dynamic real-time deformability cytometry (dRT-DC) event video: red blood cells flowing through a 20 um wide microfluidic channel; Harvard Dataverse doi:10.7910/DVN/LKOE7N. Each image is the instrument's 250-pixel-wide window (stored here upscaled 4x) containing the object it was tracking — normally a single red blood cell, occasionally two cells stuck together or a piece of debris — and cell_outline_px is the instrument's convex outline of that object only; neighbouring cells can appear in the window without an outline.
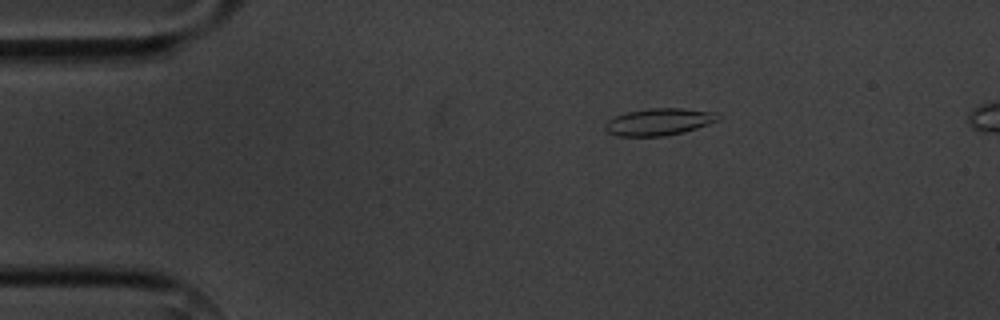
{"species": "common noctule bat (a hibernating species)", "species_latin": "Nyctalus noctula", "temperature_condition": "cold", "stored_images_in_passage": 4, "camera_frame_rate_fps": 3000, "um_per_image_px": 0.085, "animal": {"sex": "male", "body_mass_g": 20.1, "forearm_length_mm": 53.5}, "frame": {"image": 1, "passage_image": 1, "time_ms": 0.0, "image_size_px": [1000, 320], "cell_outline_px": [[720, 120], [684, 132], [664, 136], [620, 136], [608, 132], [604, 128], [604, 124], [608, 120], [616, 116], [628, 112], [648, 108], [680, 108], [712, 112]], "centroid_in_image_um": [55.97, 10.36], "position_along_channel_um": 29.0, "area_um2": 17.51}}
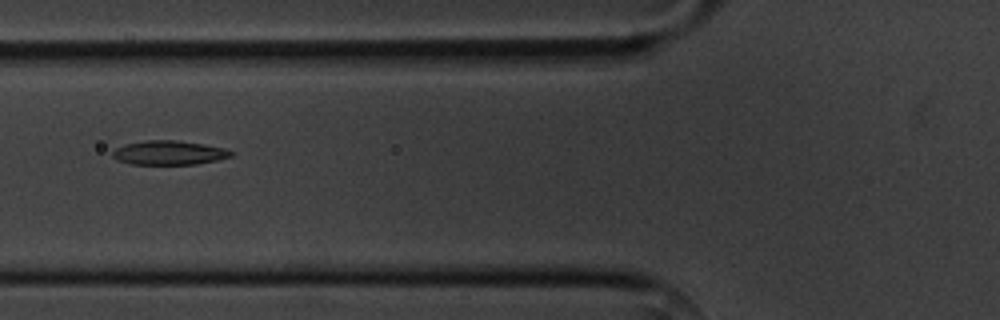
{"frame": {"image": 2, "passage_image": 4, "time_ms": 3.667, "image_size_px": [1000, 320], "cell_outline_px": [[236, 152], [232, 156], [216, 160], [196, 164], [132, 164], [116, 160], [112, 156], [112, 152], [116, 148], [124, 144], [144, 140], [176, 140], [204, 144], [224, 148]], "centroid_in_image_um": [14.36, 12.98], "position_along_channel_um": 111.4, "area_um2": 16.76}}